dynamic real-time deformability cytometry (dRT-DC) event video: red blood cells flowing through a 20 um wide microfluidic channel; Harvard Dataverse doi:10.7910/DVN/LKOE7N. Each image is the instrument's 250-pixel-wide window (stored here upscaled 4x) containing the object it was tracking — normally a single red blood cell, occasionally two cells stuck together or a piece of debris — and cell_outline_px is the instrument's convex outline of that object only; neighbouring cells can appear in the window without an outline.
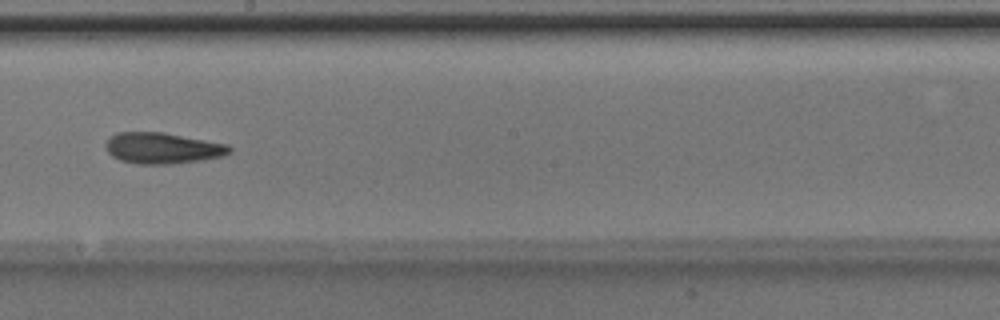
{"species": "Egyptian fruit bat (a non-hibernating species)", "species_latin": "Rousettus aegyptiacus", "temperature_condition": "room temperature", "stored_images_in_passage": 37, "camera_frame_rate_fps": 3000, "um_per_image_px": 0.085, "animal": {"sex": "male"}, "frame": {"image": 1, "passage_image": 16, "time_ms": 5.0, "image_size_px": [1000, 320], "cell_outline_px": [[232, 152], [224, 156], [200, 160], [172, 164], [136, 164], [120, 160], [112, 156], [108, 152], [104, 144], [108, 136], [116, 132], [164, 132], [228, 144], [232, 148]], "centroid_in_image_um": [13.8, 12.58], "position_along_channel_um": 234.4, "area_um2": 22.72}}
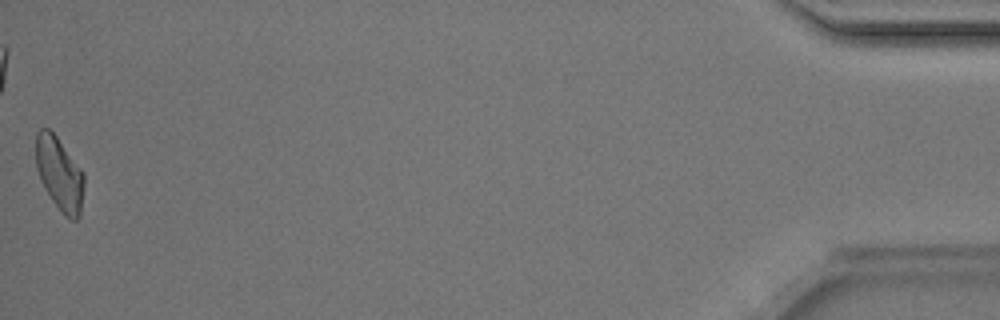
{"frame": {"image": 2, "passage_image": 37, "time_ms": 12.0, "image_size_px": [1000, 320], "cell_outline_px": [[84, 184], [80, 216], [76, 220], [72, 220], [64, 216], [52, 200], [36, 168], [36, 132], [40, 128], [48, 128], [56, 136], [84, 172]], "centroid_in_image_um": [5.07, 14.77], "position_along_channel_um": 430.1, "area_um2": 20.4}, "authors_computed_cell_mechanics": {"area_um2": 21.7328, "velocity_mm_per_s": 4.1519, "shape_relaxation_time_tau1_ms": 8.9113, "shape_relaxation_time_tau2_ms": 5.3705, "deformation_change_tau1": 0.1976, "deformation_change_tau2": 0.14}}